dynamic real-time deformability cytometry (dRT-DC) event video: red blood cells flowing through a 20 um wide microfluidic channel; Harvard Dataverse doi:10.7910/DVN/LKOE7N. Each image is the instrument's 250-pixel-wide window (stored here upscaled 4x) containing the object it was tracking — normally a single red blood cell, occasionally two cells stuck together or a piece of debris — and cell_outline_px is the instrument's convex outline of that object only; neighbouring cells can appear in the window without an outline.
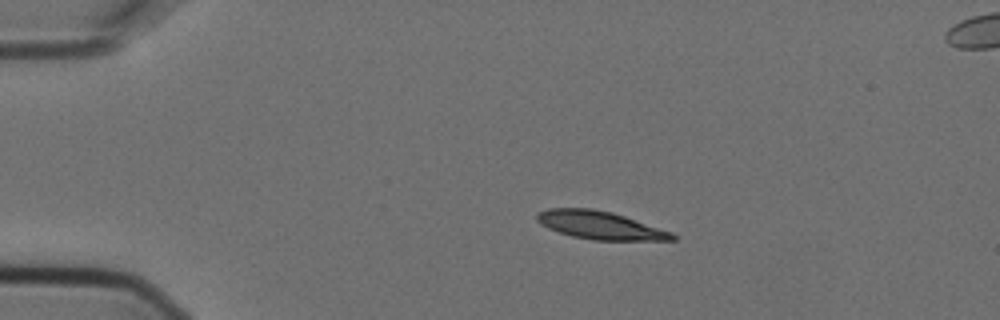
{"species": "Egyptian fruit bat (a non-hibernating species)", "species_latin": "Rousettus aegyptiacus", "temperature_condition": "cold", "stored_images_in_passage": 5, "segment_of_instrument_passage": [1, 2], "camera_frame_rate_fps": 3000, "um_per_image_px": 0.085, "animal": {"sex": "female"}, "frame": {"image": 1, "passage_image": 3, "time_ms": 0.667, "image_size_px": [1000, 320], "cell_outline_px": [[676, 240], [592, 240], [572, 236], [548, 228], [540, 224], [536, 220], [536, 212], [548, 208], [592, 208], [612, 212], [672, 232], [676, 236]], "centroid_in_image_um": [50.97, 19.14], "position_along_channel_um": 34.0, "area_um2": 22.08}}